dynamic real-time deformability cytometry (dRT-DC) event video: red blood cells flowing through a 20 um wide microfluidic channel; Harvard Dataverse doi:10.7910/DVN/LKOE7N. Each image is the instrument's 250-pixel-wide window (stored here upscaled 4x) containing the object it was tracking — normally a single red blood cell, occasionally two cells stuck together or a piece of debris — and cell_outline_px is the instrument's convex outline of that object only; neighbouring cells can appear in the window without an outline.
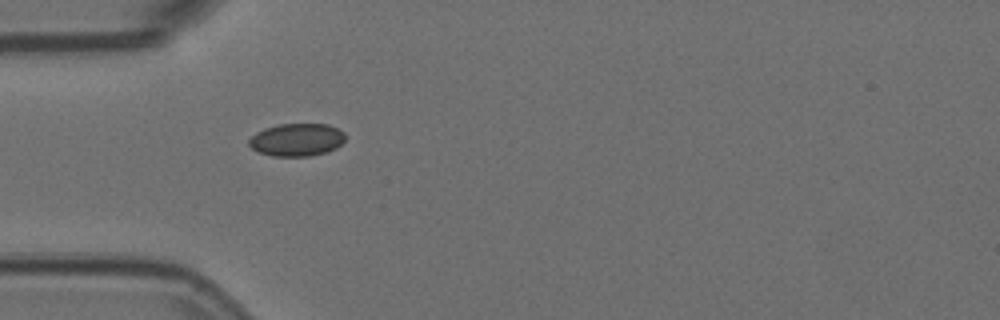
{"species": "Egyptian fruit bat (a non-hibernating species)", "species_latin": "Rousettus aegyptiacus", "temperature_condition": "room temperature", "stored_images_in_passage": 2, "camera_frame_rate_fps": 3000, "um_per_image_px": 0.085, "animal": {"sex": "female"}, "frame": {"image": 1, "passage_image": 1, "time_ms": 0.0, "image_size_px": [1000, 320], "cell_outline_px": [[344, 140], [336, 148], [324, 152], [308, 156], [272, 156], [260, 152], [252, 148], [248, 144], [248, 140], [256, 132], [264, 128], [280, 124], [328, 124], [344, 132]], "centroid_in_image_um": [25.2, 11.87], "position_along_channel_um": 59.8, "area_um2": 18.21}}
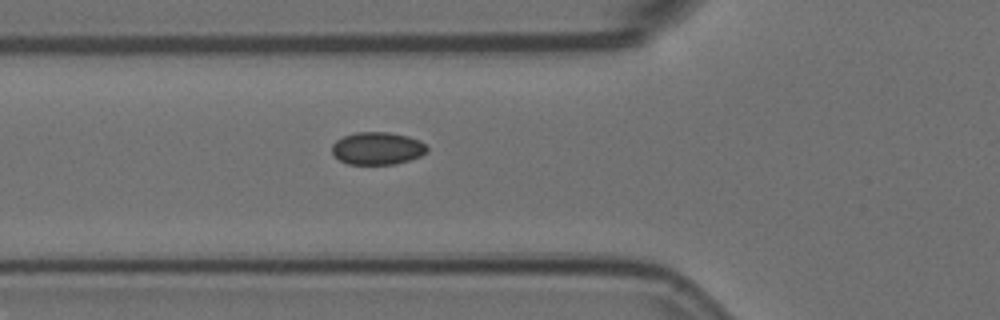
{"frame": {"image": 2, "passage_image": 2, "time_ms": 0.333, "image_size_px": [1000, 320], "cell_outline_px": [[428, 152], [420, 156], [396, 164], [348, 164], [332, 156], [332, 144], [336, 140], [344, 136], [356, 132], [388, 132], [408, 136], [420, 140], [428, 148]], "centroid_in_image_um": [32.07, 12.61], "position_along_channel_um": 93.7, "area_um2": 18.15}}